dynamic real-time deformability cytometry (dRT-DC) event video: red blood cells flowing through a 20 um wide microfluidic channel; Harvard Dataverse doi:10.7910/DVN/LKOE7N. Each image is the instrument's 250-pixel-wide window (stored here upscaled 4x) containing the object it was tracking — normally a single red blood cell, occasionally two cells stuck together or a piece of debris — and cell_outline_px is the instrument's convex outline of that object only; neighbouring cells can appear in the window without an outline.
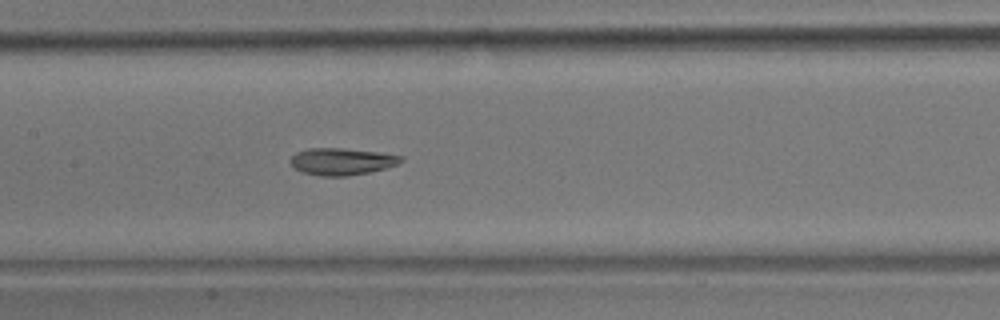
{"species": "common noctule bat (a hibernating species)", "species_latin": "Nyctalus noctula", "temperature_condition": "room temperature", "stored_images_in_passage": 18, "camera_frame_rate_fps": 3000, "um_per_image_px": 0.085, "animal": {"sex": "male", "body_mass_g": 17.9}, "frame": {"image": 1, "passage_image": 15, "time_ms": 4.667, "image_size_px": [1000, 320], "cell_outline_px": [[404, 160], [396, 164], [384, 168], [368, 172], [348, 176], [320, 176], [304, 172], [296, 168], [288, 160], [296, 152], [308, 148], [344, 148], [376, 152], [404, 156]], "centroid_in_image_um": [29.03, 13.72], "position_along_channel_um": 178.4, "area_um2": 17.22}}